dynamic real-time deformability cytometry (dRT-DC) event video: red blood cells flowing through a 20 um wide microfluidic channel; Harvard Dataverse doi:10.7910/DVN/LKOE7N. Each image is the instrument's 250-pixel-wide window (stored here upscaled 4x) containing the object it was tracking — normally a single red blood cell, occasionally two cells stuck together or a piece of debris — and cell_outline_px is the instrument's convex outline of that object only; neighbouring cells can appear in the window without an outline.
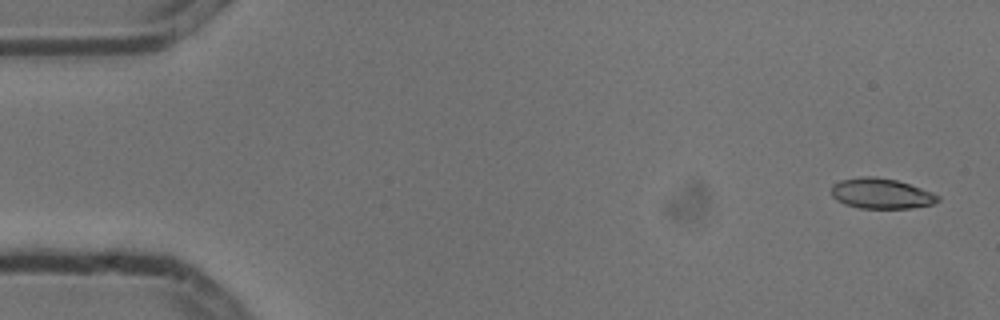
{"species": "common noctule bat (a hibernating species)", "species_latin": "Nyctalus noctula", "temperature_condition": "cold", "stored_images_in_passage": 5, "camera_frame_rate_fps": 3000, "um_per_image_px": 0.085, "animal": {"sex": "male", "body_mass_g": 13.3}, "frame": {"image": 1, "passage_image": 1, "time_ms": 0.0, "image_size_px": [1000, 320], "cell_outline_px": [[940, 200], [932, 204], [908, 208], [860, 208], [844, 204], [836, 200], [832, 196], [832, 184], [840, 180], [860, 176], [872, 176], [896, 180], [932, 192], [940, 196]], "centroid_in_image_um": [74.87, 16.44], "position_along_channel_um": 10.1, "area_um2": 18.79}}
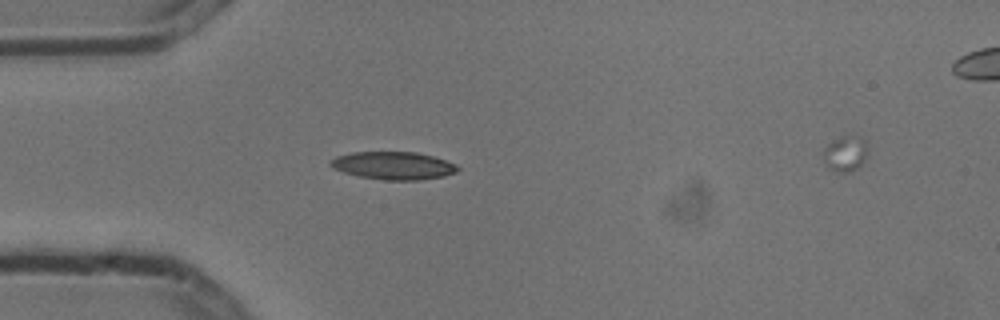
{"frame": {"image": 2, "passage_image": 4, "time_ms": 1.0, "image_size_px": [1000, 320], "cell_outline_px": [[460, 168], [456, 172], [444, 176], [416, 180], [384, 180], [360, 176], [344, 172], [332, 168], [328, 164], [328, 160], [336, 156], [352, 152], [416, 152], [432, 156], [456, 164]], "centroid_in_image_um": [33.4, 14.07], "position_along_channel_um": 51.6, "area_um2": 20.58}}